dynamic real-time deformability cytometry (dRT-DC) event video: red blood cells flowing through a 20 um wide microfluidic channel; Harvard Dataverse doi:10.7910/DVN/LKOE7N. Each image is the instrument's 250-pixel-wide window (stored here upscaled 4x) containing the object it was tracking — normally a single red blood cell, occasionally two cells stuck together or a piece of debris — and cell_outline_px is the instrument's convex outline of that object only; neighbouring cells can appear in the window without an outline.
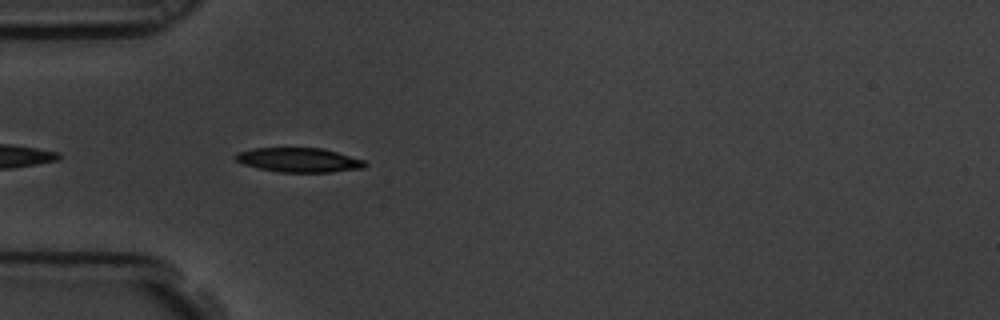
{"species": "common noctule bat (a hibernating species)", "species_latin": "Nyctalus noctula", "temperature_condition": "room temperature", "stored_images_in_passage": 6, "camera_frame_rate_fps": 3000, "um_per_image_px": 0.085, "animal": {"sex": "male", "body_mass_g": 19.5, "forearm_length_mm": 54.6}, "frame": {"image": 1, "passage_image": 4, "time_ms": 1.0, "image_size_px": [1000, 320], "cell_outline_px": [[368, 164], [364, 168], [332, 172], [280, 172], [260, 168], [244, 164], [236, 160], [232, 156], [240, 152], [252, 148], [324, 148], [364, 160]], "centroid_in_image_um": [25.44, 13.6], "position_along_channel_um": 59.6, "area_um2": 18.32}}
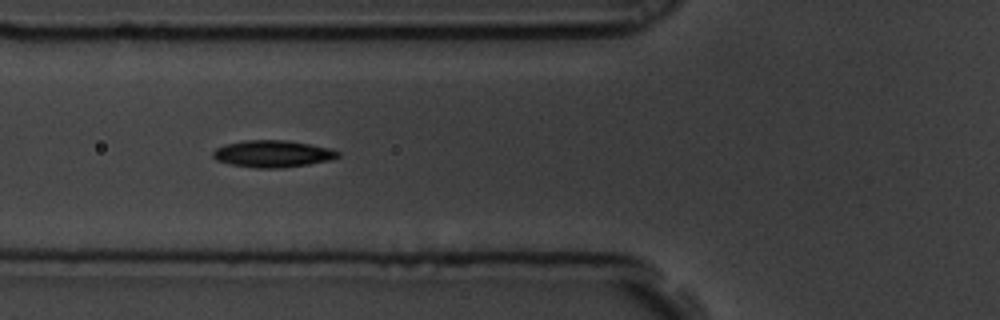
{"frame": {"image": 2, "passage_image": 5, "time_ms": 1.333, "image_size_px": [1000, 320], "cell_outline_px": [[340, 156], [332, 160], [308, 164], [280, 168], [256, 168], [228, 164], [216, 160], [212, 156], [212, 152], [216, 148], [224, 144], [244, 140], [288, 140], [332, 148], [340, 152]], "centroid_in_image_um": [23.18, 13.07], "position_along_channel_um": 102.6, "area_um2": 19.88}}
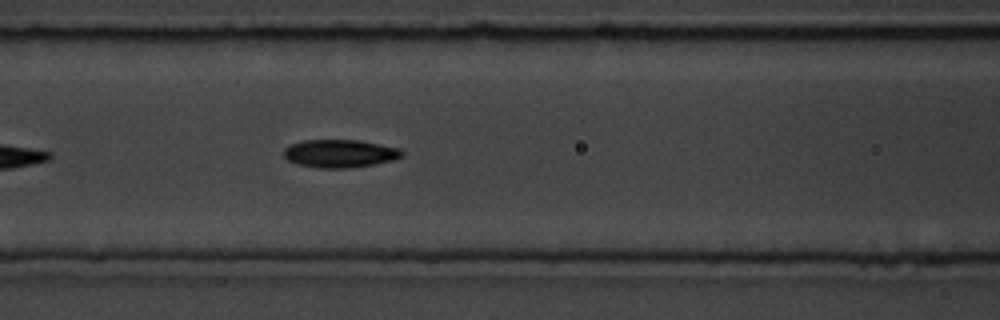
{"frame": {"image": 3, "passage_image": 6, "time_ms": 1.667, "image_size_px": [1000, 320], "cell_outline_px": [[404, 156], [392, 160], [376, 164], [352, 168], [316, 168], [296, 164], [288, 160], [284, 156], [284, 148], [288, 144], [300, 140], [356, 140], [400, 148], [404, 152]], "centroid_in_image_um": [28.86, 13.05], "position_along_channel_um": 137.7, "area_um2": 19.54}}